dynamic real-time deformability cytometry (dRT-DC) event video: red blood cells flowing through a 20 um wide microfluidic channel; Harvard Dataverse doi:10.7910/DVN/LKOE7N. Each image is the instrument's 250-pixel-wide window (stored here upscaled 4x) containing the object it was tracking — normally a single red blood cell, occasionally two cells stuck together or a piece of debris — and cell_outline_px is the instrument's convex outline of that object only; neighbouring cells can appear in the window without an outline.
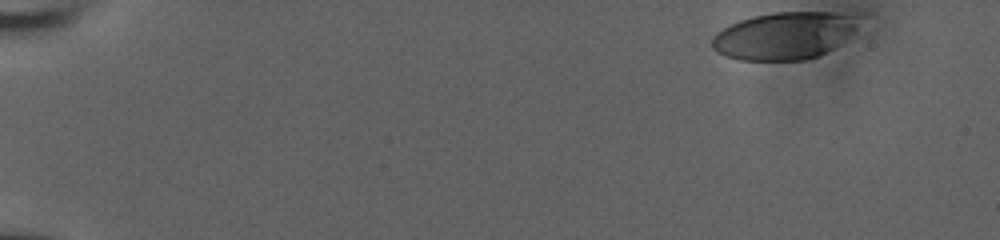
{"species": "human", "species_latin": "Homo sapiens", "temperature_condition": "room temperature", "stored_images_in_passage": 28, "camera_frame_rate_fps": 3000, "um_per_image_px": 0.085, "donor": {"sex": "male"}, "frame": {"image": 1, "passage_image": 1, "time_ms": 0.0, "image_size_px": [1000, 240], "cell_outline_px": [[856, 28], [840, 44], [816, 56], [804, 60], [740, 60], [724, 56], [716, 52], [712, 48], [712, 36], [716, 32], [740, 20], [752, 16], [776, 12], [832, 12], [856, 16]], "centroid_in_image_um": [66.6, 3.04], "position_along_channel_um": 18.4, "area_um2": 40.11}}
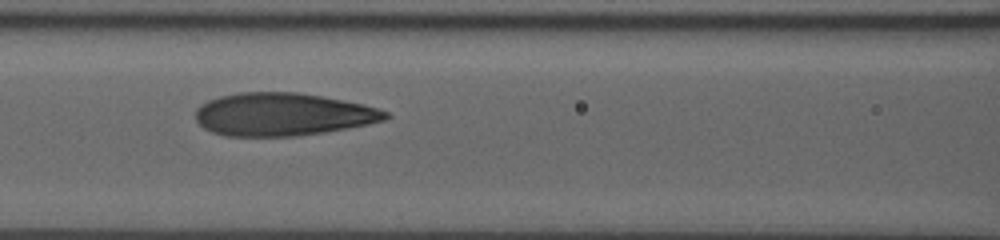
{"frame": {"image": 2, "passage_image": 20, "time_ms": 6.333, "image_size_px": [1000, 240], "cell_outline_px": [[392, 116], [384, 120], [368, 124], [348, 128], [324, 132], [296, 136], [224, 136], [212, 132], [204, 128], [196, 120], [196, 108], [200, 104], [208, 100], [220, 96], [240, 92], [296, 92], [344, 100], [364, 104], [388, 112]], "centroid_in_image_um": [24.02, 9.72], "position_along_channel_um": 142.6, "area_um2": 47.51}}
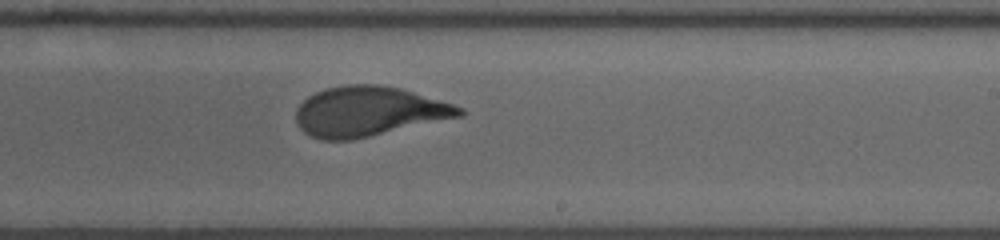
{"frame": {"image": 3, "passage_image": 28, "time_ms": 9.0, "image_size_px": [1000, 240], "cell_outline_px": [[468, 112], [464, 116], [352, 140], [320, 140], [304, 132], [300, 128], [296, 120], [296, 108], [308, 96], [324, 88], [348, 84], [380, 84], [400, 88], [452, 104], [464, 108]], "centroid_in_image_um": [31.34, 9.47], "position_along_channel_um": 257.7, "area_um2": 47.63}}